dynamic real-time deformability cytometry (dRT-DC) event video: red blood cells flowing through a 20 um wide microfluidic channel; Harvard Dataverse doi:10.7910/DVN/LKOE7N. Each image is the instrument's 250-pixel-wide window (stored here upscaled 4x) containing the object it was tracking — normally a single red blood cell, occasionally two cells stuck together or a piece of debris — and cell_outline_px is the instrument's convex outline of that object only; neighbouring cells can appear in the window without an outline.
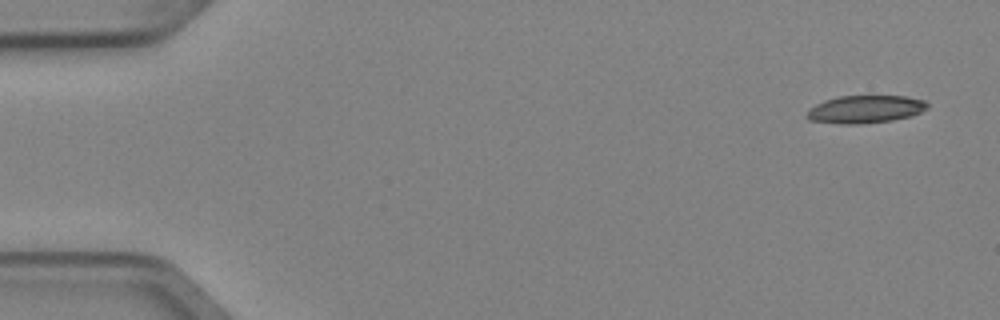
{"species": "Egyptian fruit bat (a non-hibernating species)", "species_latin": "Rousettus aegyptiacus", "temperature_condition": "cold", "stored_images_in_passage": 4, "camera_frame_rate_fps": 3000, "um_per_image_px": 0.085, "animal": {"sex": "female"}, "frame": {"image": 1, "passage_image": 1, "time_ms": 0.0, "image_size_px": [1000, 320], "cell_outline_px": [[928, 108], [912, 116], [892, 120], [860, 124], [840, 124], [808, 120], [804, 116], [816, 104], [824, 100], [840, 96], [904, 96], [924, 100], [928, 104]], "centroid_in_image_um": [73.55, 9.29], "position_along_channel_um": 11.5, "area_um2": 19.48}}